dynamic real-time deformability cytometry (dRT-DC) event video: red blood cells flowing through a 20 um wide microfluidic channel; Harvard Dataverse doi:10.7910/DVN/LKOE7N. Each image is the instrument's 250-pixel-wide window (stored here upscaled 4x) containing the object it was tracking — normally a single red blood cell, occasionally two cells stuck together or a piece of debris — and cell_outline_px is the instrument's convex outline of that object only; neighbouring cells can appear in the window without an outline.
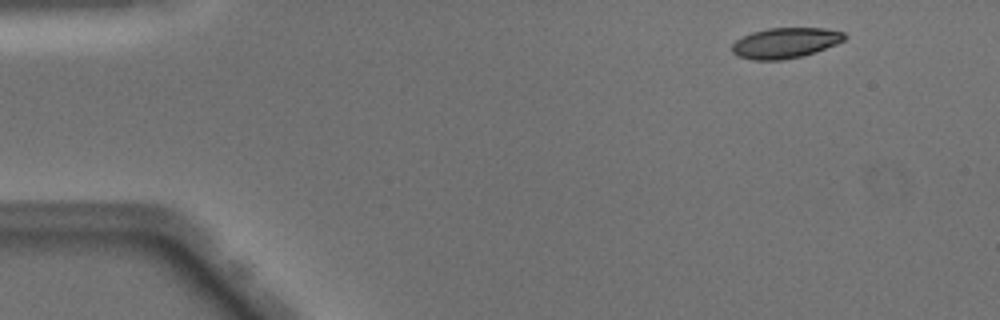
{"species": "Egyptian fruit bat (a non-hibernating species)", "species_latin": "Rousettus aegyptiacus", "temperature_condition": "warm", "stored_images_in_passage": 49, "camera_frame_rate_fps": 3000, "um_per_image_px": 0.085, "animal": {"sex": "male"}, "frame": {"image": 1, "passage_image": 5, "time_ms": 1.333, "image_size_px": [1000, 320], "cell_outline_px": [[848, 36], [844, 40], [836, 44], [816, 52], [800, 56], [780, 60], [752, 60], [740, 56], [732, 52], [732, 44], [736, 40], [752, 32], [768, 28], [824, 28], [844, 32]], "centroid_in_image_um": [66.77, 3.64], "position_along_channel_um": 18.2, "area_um2": 19.88}}
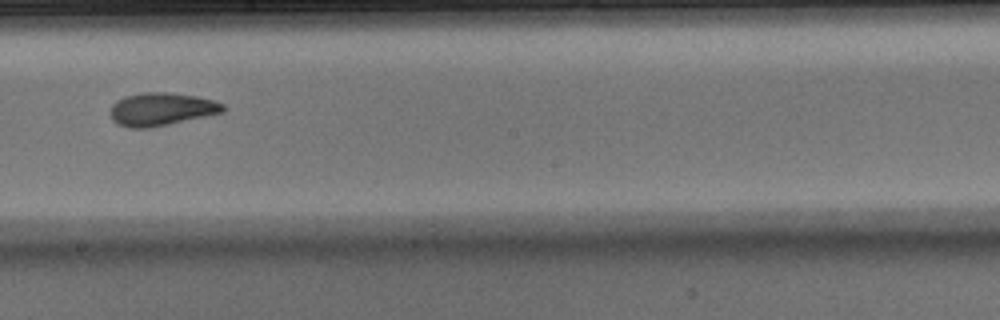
{"frame": {"image": 2, "passage_image": 28, "time_ms": 9.0, "image_size_px": [1000, 320], "cell_outline_px": [[224, 112], [152, 128], [128, 128], [116, 124], [112, 120], [108, 112], [112, 104], [116, 100], [124, 96], [144, 92], [168, 92], [196, 96], [212, 100], [224, 104]], "centroid_in_image_um": [13.65, 9.29], "position_along_channel_um": 234.5, "area_um2": 21.96}}
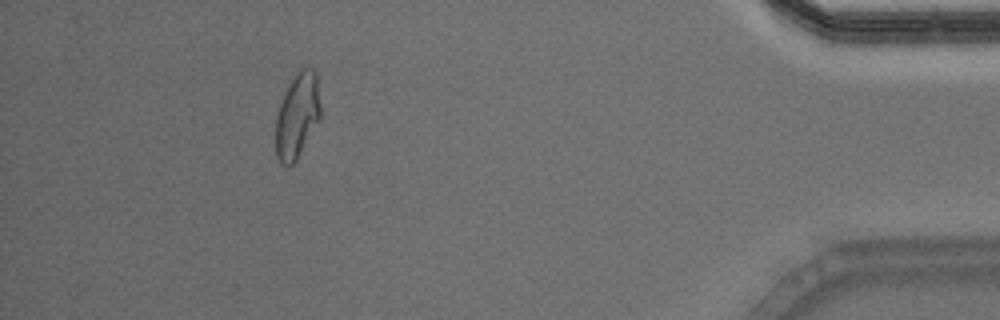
{"frame": {"image": 3, "passage_image": 45, "time_ms": 14.667, "image_size_px": [1000, 320], "cell_outline_px": [[320, 120], [296, 160], [292, 164], [284, 164], [276, 156], [276, 116], [280, 104], [292, 80], [304, 68], [312, 68], [316, 72], [320, 104]], "centroid_in_image_um": [25.29, 9.86], "position_along_channel_um": 409.9, "area_um2": 21.62}, "authors_computed_cell_mechanics": {"area_um2": 21.097, "velocity_mm_per_s": 4.0683, "shape_relaxation_time_tau1_ms": 6.3801, "shape_relaxation_time_tau2_ms": 1.6535, "deformation_change_tau1": 0.1779, "deformation_change_tau2": 0.069}}